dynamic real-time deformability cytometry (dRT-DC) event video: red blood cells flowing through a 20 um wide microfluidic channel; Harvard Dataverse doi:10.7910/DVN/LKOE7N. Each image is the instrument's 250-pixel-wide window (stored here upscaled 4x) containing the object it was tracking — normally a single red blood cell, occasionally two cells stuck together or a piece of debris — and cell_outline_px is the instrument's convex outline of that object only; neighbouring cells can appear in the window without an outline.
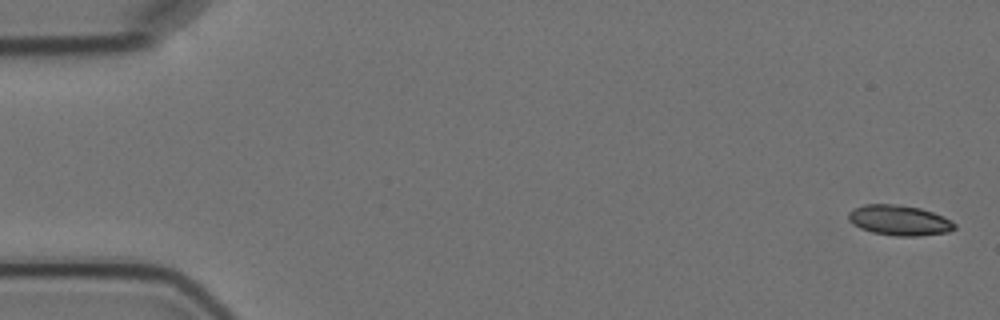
{"species": "Egyptian fruit bat (a non-hibernating species)", "species_latin": "Rousettus aegyptiacus", "temperature_condition": "cold", "stored_images_in_passage": 5, "camera_frame_rate_fps": 3000, "um_per_image_px": 0.085, "animal": {"sex": "female"}, "frame": {"image": 1, "passage_image": 1, "time_ms": 0.0, "image_size_px": [1000, 320], "cell_outline_px": [[956, 228], [948, 232], [920, 236], [896, 236], [872, 232], [860, 228], [852, 224], [848, 220], [848, 212], [852, 208], [864, 204], [900, 204], [920, 208], [944, 216], [952, 220], [956, 224]], "centroid_in_image_um": [76.43, 18.72], "position_along_channel_um": 8.6, "area_um2": 19.02}}